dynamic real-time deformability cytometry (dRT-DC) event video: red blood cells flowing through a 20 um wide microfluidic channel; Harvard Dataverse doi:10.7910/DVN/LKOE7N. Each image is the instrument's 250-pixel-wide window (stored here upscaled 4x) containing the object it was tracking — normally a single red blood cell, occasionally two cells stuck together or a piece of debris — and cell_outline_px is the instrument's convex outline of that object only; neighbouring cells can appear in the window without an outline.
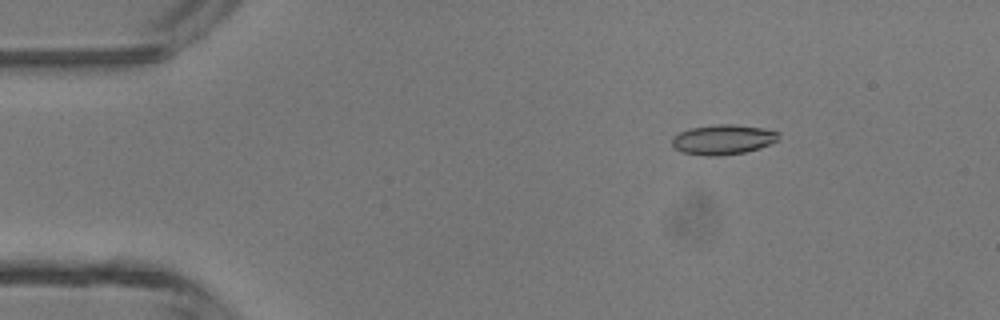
{"species": "common noctule bat (a hibernating species)", "species_latin": "Nyctalus noctula", "temperature_condition": "room temperature", "stored_images_in_passage": 47, "camera_frame_rate_fps": 3000, "um_per_image_px": 0.085, "animal": {"sex": "male", "body_mass_g": 13.3}, "frame": {"image": 1, "passage_image": 7, "time_ms": 2.0, "image_size_px": [1000, 320], "cell_outline_px": [[780, 140], [760, 148], [744, 152], [720, 156], [708, 156], [680, 152], [672, 144], [672, 136], [680, 132], [692, 128], [716, 124], [736, 124], [764, 128], [780, 132]], "centroid_in_image_um": [61.5, 11.86], "position_along_channel_um": 23.5, "area_um2": 18.79}}
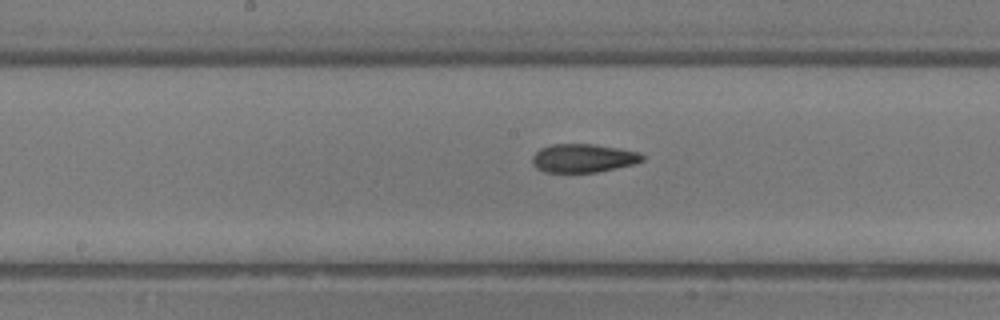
{"frame": {"image": 2, "passage_image": 24, "time_ms": 7.667, "image_size_px": [1000, 320], "cell_outline_px": [[644, 160], [636, 164], [596, 172], [544, 172], [536, 168], [532, 164], [532, 156], [540, 148], [552, 144], [596, 144], [620, 148], [640, 152], [644, 156]], "centroid_in_image_um": [49.59, 13.44], "position_along_channel_um": 198.6, "area_um2": 18.5}}
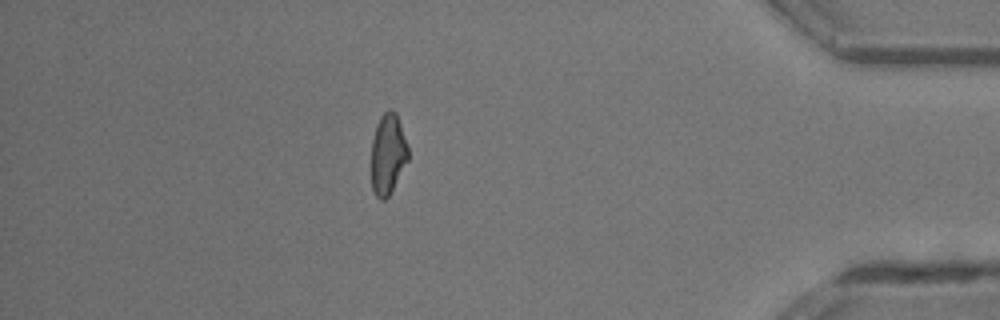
{"frame": {"image": 3, "passage_image": 41, "time_ms": 13.333, "image_size_px": [1000, 320], "cell_outline_px": [[408, 160], [388, 196], [384, 200], [380, 200], [376, 196], [372, 188], [372, 140], [376, 124], [380, 116], [388, 108], [392, 108], [396, 112], [408, 148]], "centroid_in_image_um": [32.96, 13.06], "position_along_channel_um": 402.2, "area_um2": 17.17}, "authors_computed_cell_mechanics": {"area_um2": 18.0336, "velocity_mm_per_s": 4.3951, "shape_relaxation_time_tau1_ms": 6.9023, "shape_relaxation_time_tau2_ms": 1.6811, "deformation_change_tau1": 0.1811, "deformation_change_tau2": 0.0873}}